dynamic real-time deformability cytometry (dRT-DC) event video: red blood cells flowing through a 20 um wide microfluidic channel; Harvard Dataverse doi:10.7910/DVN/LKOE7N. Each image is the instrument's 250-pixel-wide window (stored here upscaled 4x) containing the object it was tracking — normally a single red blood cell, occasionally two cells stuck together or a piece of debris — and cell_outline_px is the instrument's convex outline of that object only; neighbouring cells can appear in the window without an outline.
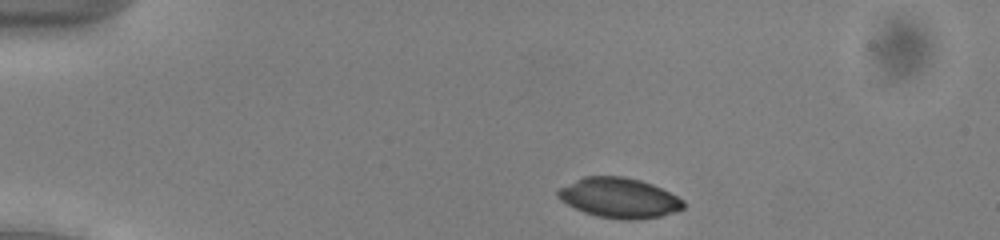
{"species": "common noctule bat (a hibernating species)", "species_latin": "Nyctalus noctula", "temperature_condition": "cold", "stored_images_in_passage": 44, "camera_frame_rate_fps": 3000, "um_per_image_px": 0.085, "animal": {"sex": "male", "body_mass_g": 13.0, "forearm_length_mm": 53.1}, "frame": {"image": 1, "passage_image": 2, "time_ms": 0.333, "image_size_px": [1000, 240], "cell_outline_px": [[684, 208], [660, 216], [636, 220], [624, 220], [596, 216], [584, 212], [560, 200], [556, 196], [556, 192], [560, 188], [584, 176], [624, 176], [640, 180], [652, 184], [684, 200]], "centroid_in_image_um": [52.61, 16.82], "position_along_channel_um": 32.4, "area_um2": 29.07}}
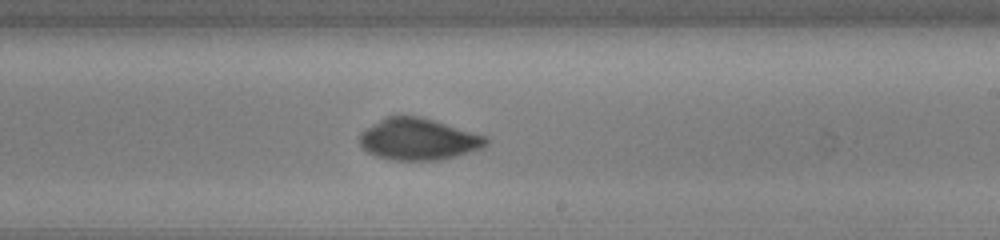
{"frame": {"image": 2, "passage_image": 24, "time_ms": 7.667, "image_size_px": [1000, 240], "cell_outline_px": [[488, 144], [484, 148], [456, 156], [440, 160], [396, 160], [376, 156], [360, 148], [360, 132], [364, 128], [384, 116], [420, 116], [488, 136]], "centroid_in_image_um": [35.56, 11.83], "position_along_channel_um": 253.4, "area_um2": 31.04}}
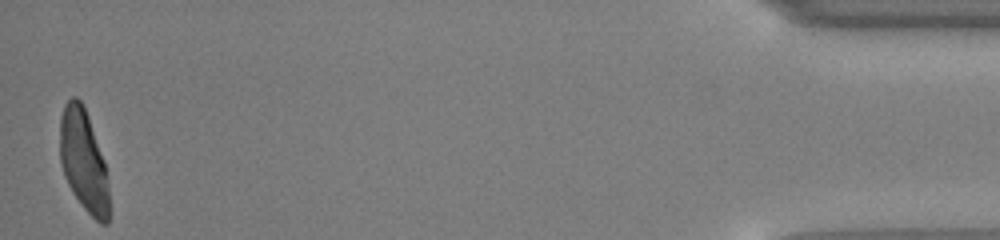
{"frame": {"image": 3, "passage_image": 44, "time_ms": 14.333, "image_size_px": [1000, 240], "cell_outline_px": [[108, 224], [100, 224], [84, 208], [72, 192], [64, 176], [60, 164], [60, 116], [64, 104], [72, 96], [76, 96], [84, 104], [104, 160], [108, 188]], "centroid_in_image_um": [7.08, 13.62], "position_along_channel_um": 428.1, "area_um2": 29.19}}